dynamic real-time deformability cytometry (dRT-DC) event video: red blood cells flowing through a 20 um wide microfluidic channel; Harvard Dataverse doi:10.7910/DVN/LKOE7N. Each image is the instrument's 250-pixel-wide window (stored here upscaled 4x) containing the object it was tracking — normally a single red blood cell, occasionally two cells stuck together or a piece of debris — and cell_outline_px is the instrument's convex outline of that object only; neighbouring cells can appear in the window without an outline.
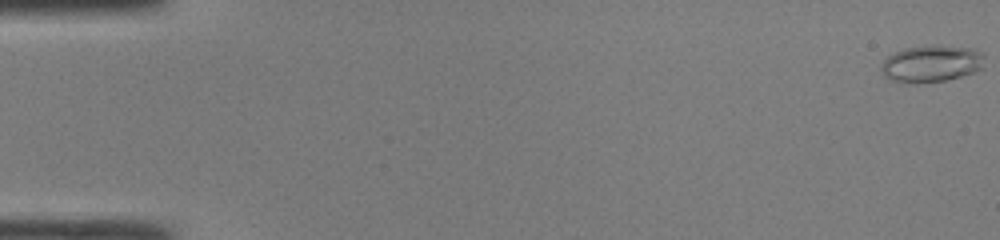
{"species": "common noctule bat (a hibernating species)", "species_latin": "Nyctalus noctula", "temperature_condition": "room temperature", "stored_images_in_passage": 48, "camera_frame_rate_fps": 3000, "um_per_image_px": 0.085, "animal": {"sex": "male", "body_mass_g": 19.0, "forearm_length_mm": 50.8}, "frame": {"image": 1, "passage_image": 1, "time_ms": 0.0, "image_size_px": [1000, 240], "cell_outline_px": [[984, 68], [960, 76], [944, 80], [916, 84], [900, 84], [884, 76], [880, 72], [880, 68], [884, 60], [888, 56], [904, 48], [976, 48], [984, 56]], "centroid_in_image_um": [79.12, 5.48], "position_along_channel_um": 5.9, "area_um2": 21.68}}
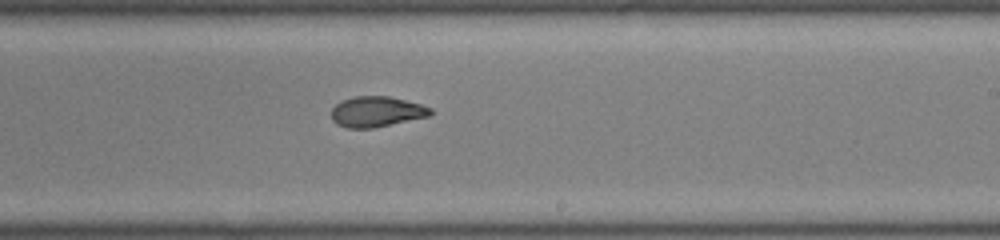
{"frame": {"image": 2, "passage_image": 30, "time_ms": 9.667, "image_size_px": [1000, 240], "cell_outline_px": [[432, 112], [428, 116], [372, 128], [344, 128], [336, 124], [332, 120], [332, 108], [336, 104], [352, 96], [388, 96], [420, 104], [432, 108]], "centroid_in_image_um": [31.97, 9.49], "position_along_channel_um": 257.0, "area_um2": 17.46}}
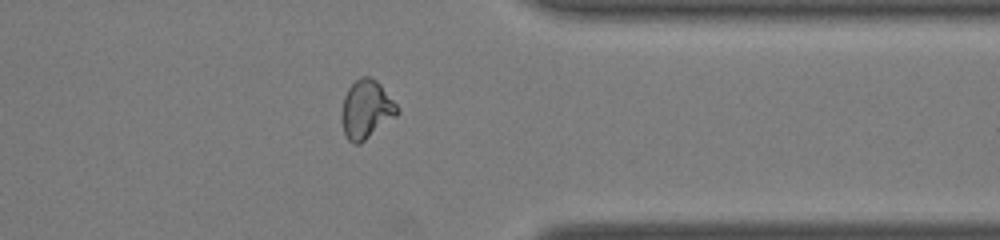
{"frame": {"image": 3, "passage_image": 39, "time_ms": 12.667, "image_size_px": [1000, 240], "cell_outline_px": [[400, 112], [396, 116], [360, 144], [352, 144], [348, 140], [344, 132], [340, 116], [340, 112], [344, 96], [348, 88], [360, 76], [368, 76], [376, 80], [380, 84], [400, 108]], "centroid_in_image_um": [31.12, 9.3], "position_along_channel_um": 380.3, "area_um2": 19.13}, "authors_computed_cell_mechanics": {"area_um2": 18.7561, "velocity_mm_per_s": 4.3106, "shape_relaxation_time_tau1_ms": 8.9971, "shape_relaxation_time_tau2_ms": 1.536, "deformation_change_tau1": 0.2758, "deformation_change_tau2": 0.0784}}